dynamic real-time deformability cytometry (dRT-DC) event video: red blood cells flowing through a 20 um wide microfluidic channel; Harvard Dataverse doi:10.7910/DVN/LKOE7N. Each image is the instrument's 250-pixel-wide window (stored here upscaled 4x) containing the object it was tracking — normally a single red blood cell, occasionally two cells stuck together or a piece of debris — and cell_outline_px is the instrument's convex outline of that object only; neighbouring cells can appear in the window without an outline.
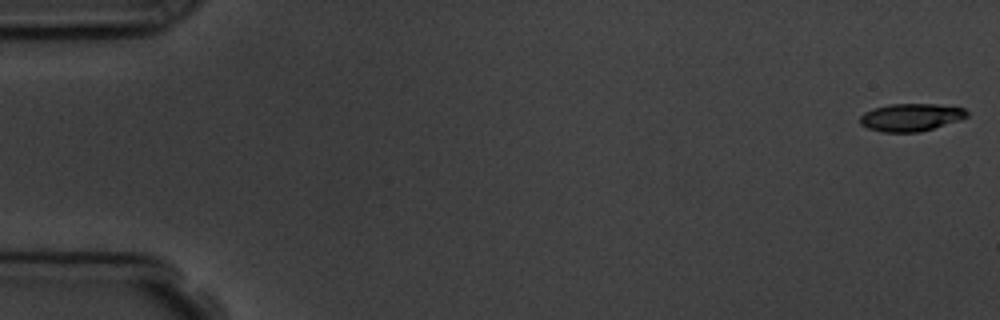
{"species": "common noctule bat (a hibernating species)", "species_latin": "Nyctalus noctula", "temperature_condition": "room temperature", "stored_images_in_passage": 4, "camera_frame_rate_fps": 3000, "um_per_image_px": 0.085, "animal": {"sex": "male", "body_mass_g": 19.5, "forearm_length_mm": 54.6}, "frame": {"image": 1, "passage_image": 1, "time_ms": 0.0, "image_size_px": [1000, 320], "cell_outline_px": [[968, 116], [960, 120], [920, 132], [884, 132], [868, 128], [860, 124], [860, 116], [864, 112], [872, 108], [888, 104], [936, 104], [964, 108], [968, 112]], "centroid_in_image_um": [77.41, 9.96], "position_along_channel_um": 7.6, "area_um2": 17.28}}
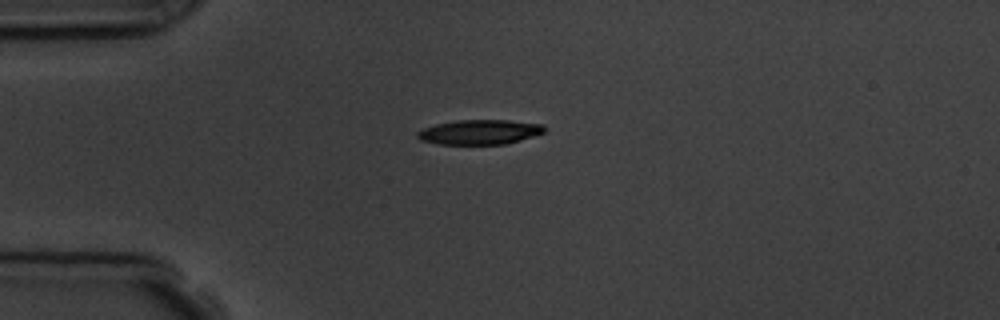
{"frame": {"image": 2, "passage_image": 4, "time_ms": 4.333, "image_size_px": [1000, 320], "cell_outline_px": [[544, 132], [520, 140], [504, 144], [440, 144], [420, 140], [416, 136], [416, 132], [424, 128], [436, 124], [456, 120], [508, 120], [544, 124]], "centroid_in_image_um": [40.74, 11.22], "position_along_channel_um": 44.3, "area_um2": 18.21}}